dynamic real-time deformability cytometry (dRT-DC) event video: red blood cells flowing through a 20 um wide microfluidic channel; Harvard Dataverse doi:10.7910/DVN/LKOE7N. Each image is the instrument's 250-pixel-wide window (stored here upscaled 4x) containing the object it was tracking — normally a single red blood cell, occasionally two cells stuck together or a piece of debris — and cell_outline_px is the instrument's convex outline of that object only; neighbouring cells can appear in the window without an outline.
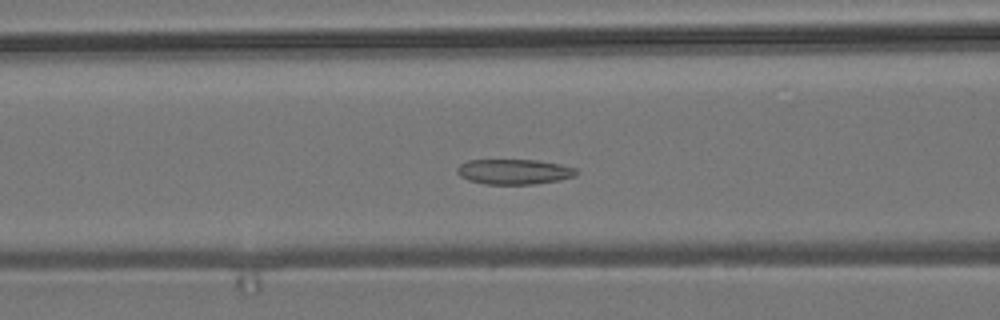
{"species": "common noctule bat (a hibernating species)", "species_latin": "Nyctalus noctula", "temperature_condition": "room temperature", "stored_images_in_passage": 55, "camera_frame_rate_fps": 3000, "um_per_image_px": 0.085, "animal": {"sex": "male", "body_mass_g": 19.2, "forearm_length_mm": 51.8}, "frame": {"image": 1, "passage_image": 21, "time_ms": 6.667, "image_size_px": [1000, 320], "cell_outline_px": [[580, 172], [576, 176], [560, 180], [532, 184], [484, 184], [468, 180], [460, 176], [456, 172], [456, 168], [460, 164], [468, 160], [536, 160], [560, 164], [576, 168]], "centroid_in_image_um": [43.71, 14.59], "position_along_channel_um": 122.9, "area_um2": 17.63}}
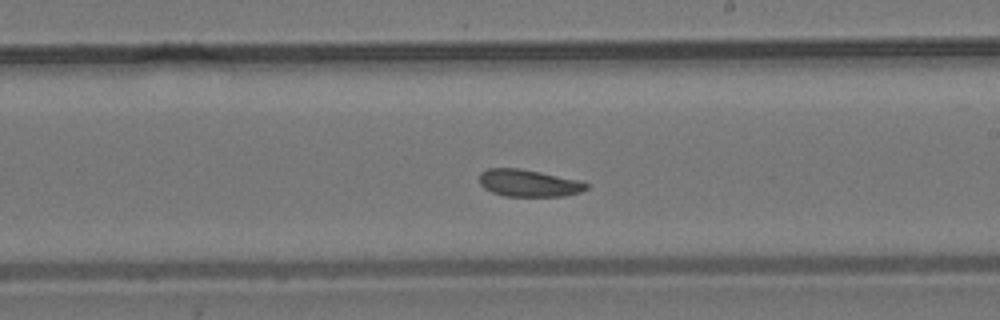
{"frame": {"image": 2, "passage_image": 31, "time_ms": 10.0, "image_size_px": [1000, 320], "cell_outline_px": [[588, 188], [580, 192], [564, 196], [504, 196], [492, 192], [484, 188], [480, 184], [480, 172], [488, 168], [520, 168], [540, 172], [576, 180], [588, 184]], "centroid_in_image_um": [44.89, 15.56], "position_along_channel_um": 244.1, "area_um2": 16.76}}
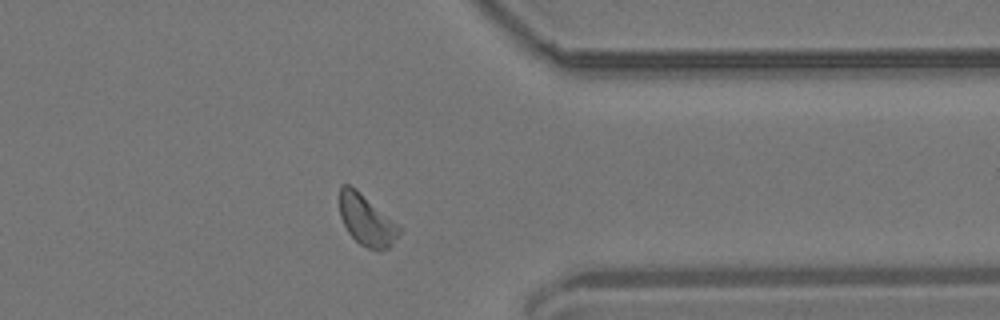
{"frame": {"image": 3, "passage_image": 43, "time_ms": 14.0, "image_size_px": [1000, 320], "cell_outline_px": [[404, 228], [388, 248], [380, 252], [368, 248], [360, 244], [348, 232], [340, 216], [340, 184], [348, 184], [356, 188]], "centroid_in_image_um": [31.19, 18.71], "position_along_channel_um": 380.2, "area_um2": 17.92}, "authors_computed_cell_mechanics": {"area_um2": 17.918, "velocity_mm_per_s": 3.6358, "shape_relaxation_time_tau1_ms": 4.6241, "shape_relaxation_time_tau2_ms": 3.6762, "deformation_change_tau1": 0.0912, "deformation_change_tau2": 0.0998}}